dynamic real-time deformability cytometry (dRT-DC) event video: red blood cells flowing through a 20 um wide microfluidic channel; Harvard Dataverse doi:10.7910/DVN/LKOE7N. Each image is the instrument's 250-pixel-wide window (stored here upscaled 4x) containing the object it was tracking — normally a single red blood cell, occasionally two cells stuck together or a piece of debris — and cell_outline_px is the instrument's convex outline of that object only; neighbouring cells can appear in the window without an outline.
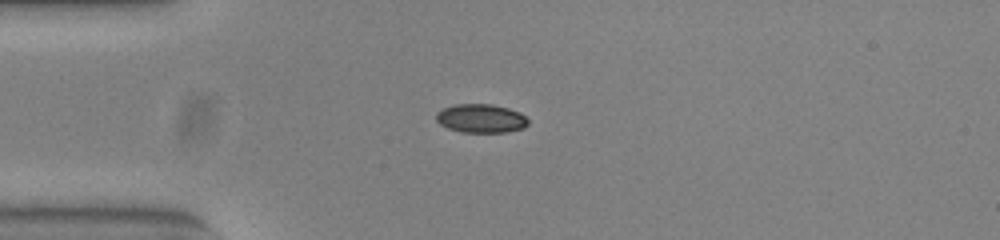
{"species": "common noctule bat (a hibernating species)", "species_latin": "Nyctalus noctula", "temperature_condition": "warm", "stored_images_in_passage": 40, "camera_frame_rate_fps": 3000, "um_per_image_px": 0.085, "animal": {"sex": "female", "body_mass_g": 23.0, "forearm_length_mm": 53.4}, "frame": {"image": 1, "passage_image": 1, "time_ms": 0.0, "image_size_px": [1000, 240], "cell_outline_px": [[528, 124], [524, 128], [508, 132], [460, 132], [448, 128], [440, 124], [436, 120], [436, 112], [444, 108], [456, 104], [492, 104], [508, 108], [520, 112], [528, 120]], "centroid_in_image_um": [40.88, 10.07], "position_along_channel_um": 44.1, "area_um2": 15.43}}
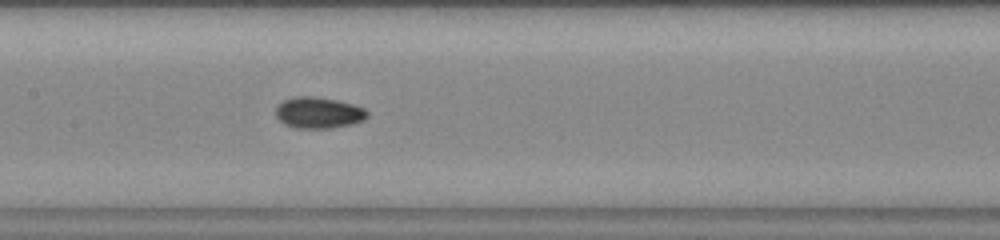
{"frame": {"image": 2, "passage_image": 13, "time_ms": 4.0, "image_size_px": [1000, 240], "cell_outline_px": [[368, 116], [364, 120], [352, 124], [328, 128], [296, 128], [284, 124], [276, 116], [276, 108], [284, 100], [292, 96], [312, 96], [336, 100], [352, 104], [364, 108], [368, 112]], "centroid_in_image_um": [27.08, 9.58], "position_along_channel_um": 180.3, "area_um2": 16.59}}
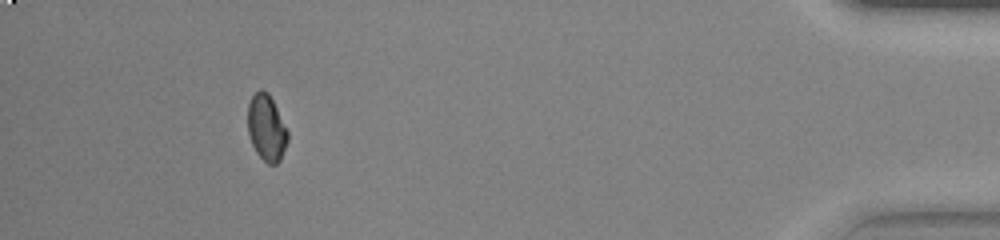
{"frame": {"image": 3, "passage_image": 36, "time_ms": 11.667, "image_size_px": [1000, 240], "cell_outline_px": [[288, 140], [280, 160], [276, 164], [268, 164], [256, 152], [252, 144], [248, 132], [248, 104], [252, 96], [260, 88], [268, 92], [288, 132]], "centroid_in_image_um": [22.64, 10.86], "position_along_channel_um": 412.6, "area_um2": 15.2}, "authors_computed_cell_mechanics": {"area_um2": 15.8083, "velocity_mm_per_s": 3.8855, "shape_relaxation_time_tau1_ms": 4.5774, "shape_relaxation_time_tau2_ms": 1.5913, "deformation_change_tau1": 0.1351, "deformation_change_tau2": 0.0378}}